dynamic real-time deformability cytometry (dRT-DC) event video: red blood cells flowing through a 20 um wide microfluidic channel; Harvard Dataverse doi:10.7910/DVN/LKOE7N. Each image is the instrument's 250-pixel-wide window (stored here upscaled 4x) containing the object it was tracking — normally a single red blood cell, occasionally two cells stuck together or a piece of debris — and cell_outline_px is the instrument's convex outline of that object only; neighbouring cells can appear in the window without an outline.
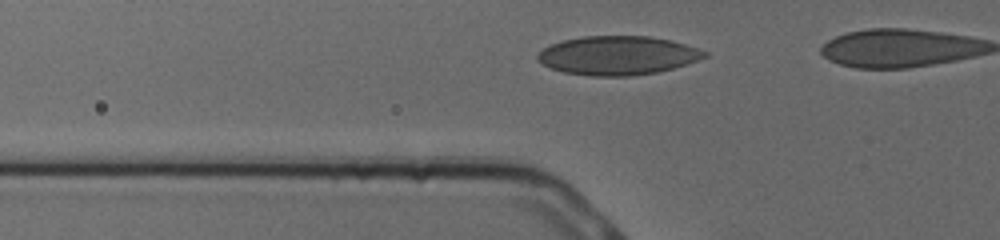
{"species": "human", "species_latin": "Homo sapiens", "temperature_condition": "cold", "stored_images_in_passage": 22, "camera_frame_rate_fps": 3000, "um_per_image_px": 0.085, "donor": {"sex": "male"}, "frame": {"image": 1, "passage_image": 16, "time_ms": 5.0, "image_size_px": [1000, 240], "cell_outline_px": [[708, 56], [672, 68], [656, 72], [628, 76], [592, 76], [564, 72], [552, 68], [536, 60], [536, 56], [544, 48], [552, 44], [564, 40], [584, 36], [652, 36], [684, 44], [708, 52]], "centroid_in_image_um": [52.48, 4.71], "position_along_channel_um": 73.3, "area_um2": 37.34}}
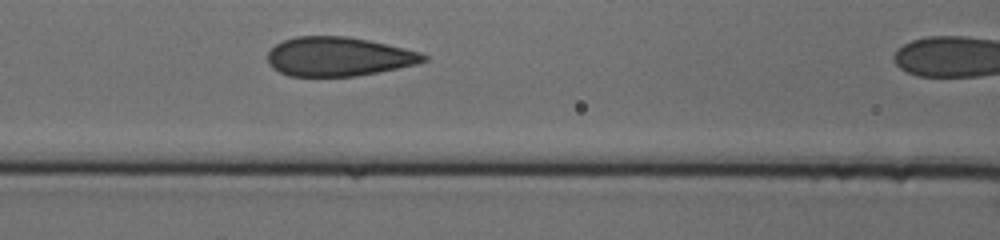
{"frame": {"image": 2, "passage_image": 21, "time_ms": 6.667, "image_size_px": [1000, 240], "cell_outline_px": [[428, 60], [416, 64], [356, 76], [288, 76], [272, 68], [268, 64], [268, 52], [276, 44], [284, 40], [296, 36], [348, 36], [368, 40], [404, 48], [420, 52], [428, 56]], "centroid_in_image_um": [28.75, 4.81], "position_along_channel_um": 137.8, "area_um2": 35.43}}